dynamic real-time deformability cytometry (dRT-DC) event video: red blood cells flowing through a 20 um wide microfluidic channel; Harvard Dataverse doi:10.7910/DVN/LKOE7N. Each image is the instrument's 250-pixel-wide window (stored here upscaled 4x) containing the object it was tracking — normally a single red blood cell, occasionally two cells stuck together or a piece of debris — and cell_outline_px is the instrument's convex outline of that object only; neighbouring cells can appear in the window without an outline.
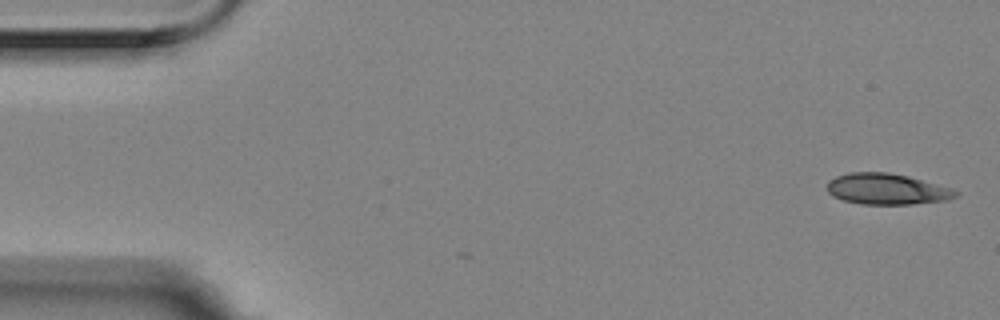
{"species": "Egyptian fruit bat (a non-hibernating species)", "species_latin": "Rousettus aegyptiacus", "temperature_condition": "room temperature", "stored_images_in_passage": 2, "camera_frame_rate_fps": 3000, "um_per_image_px": 0.085, "animal": {"sex": "female"}, "frame": {"image": 1, "passage_image": 1, "time_ms": 0.0, "image_size_px": [1000, 320], "cell_outline_px": [[960, 192], [956, 196], [948, 200], [912, 204], [860, 204], [844, 200], [832, 196], [828, 192], [828, 180], [836, 176], [848, 172], [888, 172], [908, 176], [952, 188]], "centroid_in_image_um": [75.38, 16.06], "position_along_channel_um": 9.6, "area_um2": 23.29}}